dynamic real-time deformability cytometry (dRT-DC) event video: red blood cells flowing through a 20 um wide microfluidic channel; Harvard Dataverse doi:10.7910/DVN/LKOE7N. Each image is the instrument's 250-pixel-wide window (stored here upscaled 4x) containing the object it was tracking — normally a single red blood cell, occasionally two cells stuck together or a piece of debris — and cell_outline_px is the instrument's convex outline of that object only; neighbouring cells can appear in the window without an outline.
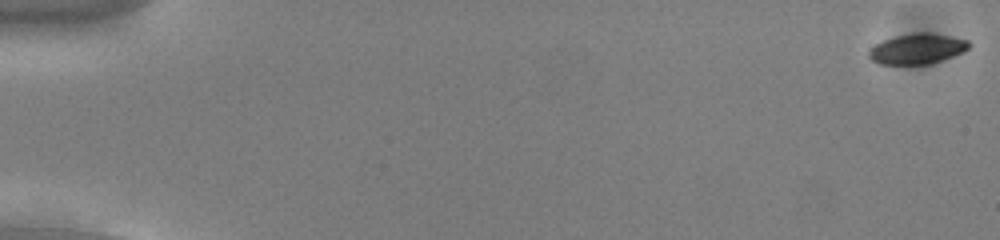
{"species": "common noctule bat (a hibernating species)", "species_latin": "Nyctalus noctula", "temperature_condition": "cold", "stored_images_in_passage": 54, "camera_frame_rate_fps": 3000, "um_per_image_px": 0.085, "animal": {"sex": "male", "body_mass_g": 13.0, "forearm_length_mm": 53.1}, "frame": {"image": 1, "passage_image": 1, "time_ms": 0.0, "image_size_px": [1000, 240], "cell_outline_px": [[972, 44], [968, 48], [952, 56], [928, 64], [880, 64], [872, 60], [868, 56], [868, 52], [876, 44], [884, 40], [896, 36], [920, 32], [928, 32], [968, 40]], "centroid_in_image_um": [77.95, 4.15], "position_along_channel_um": 7.0, "area_um2": 17.34}}
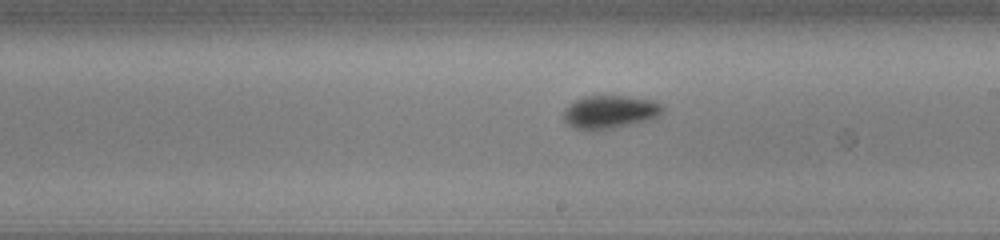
{"frame": {"image": 2, "passage_image": 32, "time_ms": 10.333, "image_size_px": [1000, 240], "cell_outline_px": [[664, 108], [656, 116], [648, 120], [612, 128], [588, 132], [576, 128], [568, 124], [564, 120], [564, 108], [568, 104], [584, 96], [628, 96], [652, 100], [660, 104]], "centroid_in_image_um": [51.78, 9.52], "position_along_channel_um": 237.2, "area_um2": 19.07}}
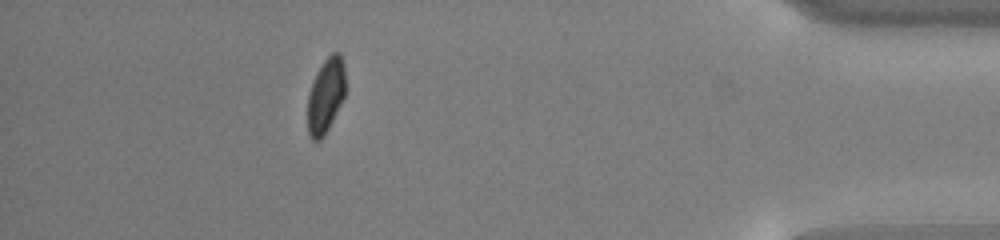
{"frame": {"image": 3, "passage_image": 49, "time_ms": 16.0, "image_size_px": [1000, 240], "cell_outline_px": [[344, 96], [324, 136], [320, 140], [312, 140], [308, 136], [308, 96], [312, 80], [316, 72], [324, 60], [332, 52], [340, 52], [344, 64]], "centroid_in_image_um": [27.66, 8.1], "position_along_channel_um": 407.5, "area_um2": 16.36}, "authors_computed_cell_mechanics": {"area_um2": 17.7446, "velocity_mm_per_s": 3.8436, "shape_relaxation_time_tau1_ms": 3.3999, "shape_relaxation_time_tau2_ms": null, "deformation_change_tau1": 0.1008, "deformation_change_tau2": null}}